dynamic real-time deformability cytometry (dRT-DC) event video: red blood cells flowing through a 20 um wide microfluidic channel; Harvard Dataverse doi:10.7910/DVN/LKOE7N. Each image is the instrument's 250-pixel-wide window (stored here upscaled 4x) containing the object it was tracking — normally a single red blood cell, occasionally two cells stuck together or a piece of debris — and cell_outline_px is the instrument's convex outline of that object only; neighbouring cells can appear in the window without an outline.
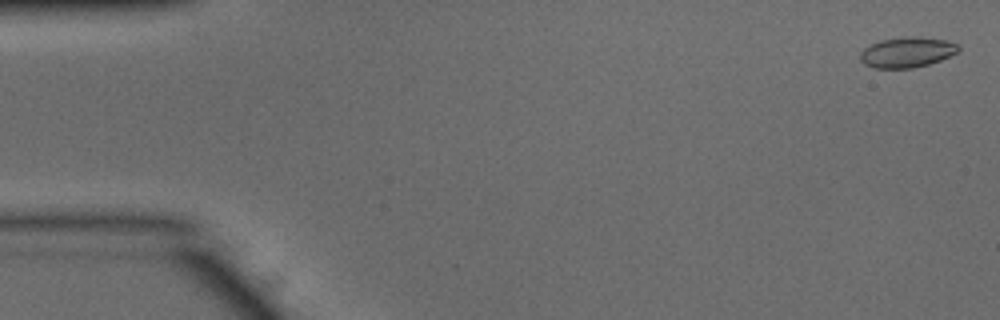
{"species": "common noctule bat (a hibernating species)", "species_latin": "Nyctalus noctula", "temperature_condition": "warm", "stored_images_in_passage": 52, "camera_frame_rate_fps": 3000, "um_per_image_px": 0.085, "animal": {"sex": "male", "body_mass_g": 15.6}, "frame": {"image": 1, "passage_image": 2, "time_ms": 0.333, "image_size_px": [1000, 320], "cell_outline_px": [[960, 48], [956, 52], [940, 60], [928, 64], [912, 68], [876, 68], [864, 64], [860, 60], [860, 52], [864, 48], [880, 40], [904, 36], [916, 36], [944, 40], [956, 44]], "centroid_in_image_um": [77.05, 4.44], "position_along_channel_um": 7.9, "area_um2": 17.22}}
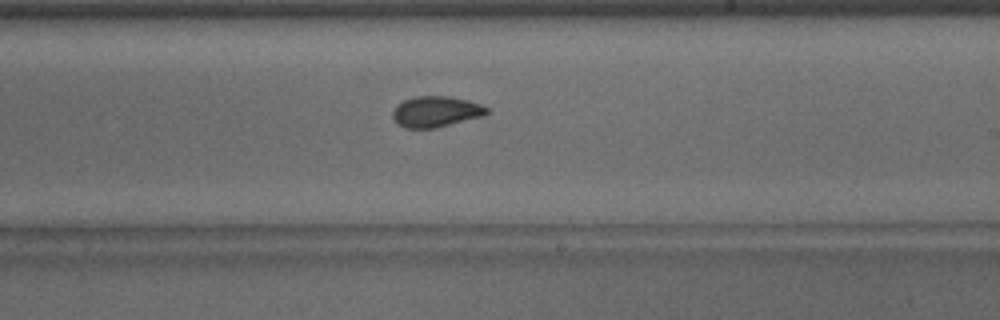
{"frame": {"image": 2, "passage_image": 31, "time_ms": 10.0, "image_size_px": [1000, 320], "cell_outline_px": [[488, 112], [484, 116], [436, 128], [404, 128], [396, 124], [392, 116], [392, 112], [404, 100], [416, 96], [448, 96], [468, 100], [480, 104], [488, 108]], "centroid_in_image_um": [37.06, 9.5], "position_along_channel_um": 251.9, "area_um2": 16.94}}
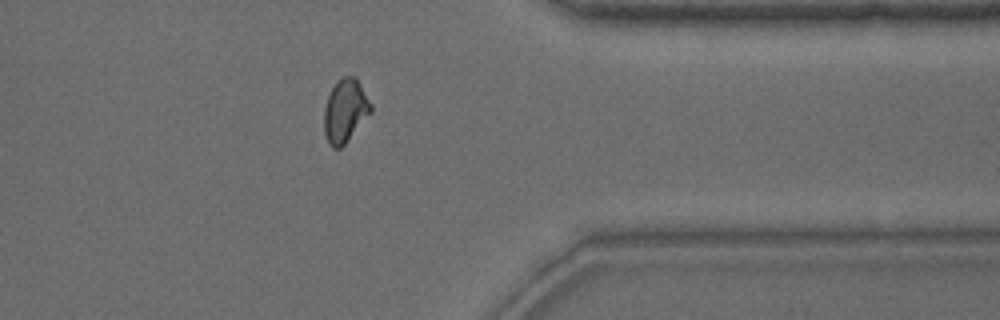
{"frame": {"image": 3, "passage_image": 42, "time_ms": 13.667, "image_size_px": [1000, 320], "cell_outline_px": [[372, 112], [344, 144], [340, 148], [332, 148], [328, 144], [324, 132], [324, 108], [328, 96], [336, 80], [340, 76], [356, 76], [372, 104]], "centroid_in_image_um": [29.34, 9.39], "position_along_channel_um": 382.1, "area_um2": 17.4}, "authors_computed_cell_mechanics": {"area_um2": 16.9643, "velocity_mm_per_s": 3.8801, "shape_relaxation_time_tau1_ms": 4.25, "shape_relaxation_time_tau2_ms": null, "deformation_change_tau1": 0.1374, "deformation_change_tau2": null}}